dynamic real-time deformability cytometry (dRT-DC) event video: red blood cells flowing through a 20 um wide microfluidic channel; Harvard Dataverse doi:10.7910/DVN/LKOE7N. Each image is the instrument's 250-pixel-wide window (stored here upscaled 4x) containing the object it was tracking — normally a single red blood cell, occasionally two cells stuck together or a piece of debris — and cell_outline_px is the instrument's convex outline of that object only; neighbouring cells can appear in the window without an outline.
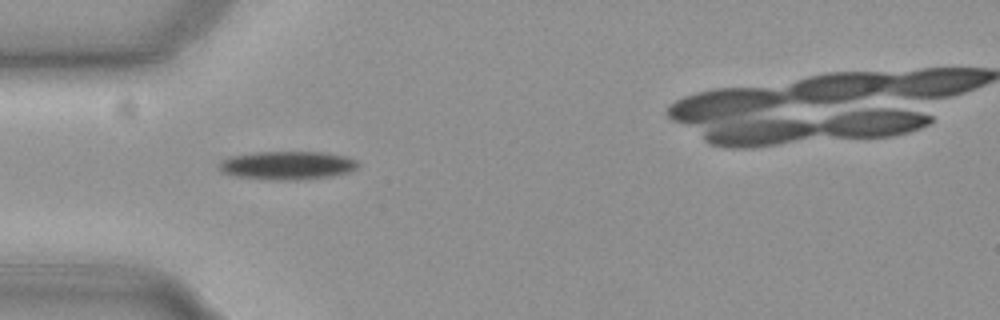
{"species": "common noctule bat (a hibernating species)", "species_latin": "Nyctalus noctula", "temperature_condition": "cold", "stored_images_in_passage": 35, "camera_frame_rate_fps": 3000, "um_per_image_px": 0.085, "animal": {"sex": "female", "body_mass_g": 19.3, "forearm_length_mm": 54.1}, "frame": {"image": 1, "passage_image": 1, "time_ms": 0.0, "image_size_px": [1000, 320], "cell_outline_px": [[360, 164], [356, 168], [348, 172], [332, 176], [296, 180], [276, 180], [236, 176], [220, 172], [220, 160], [232, 156], [256, 152], [324, 152], [344, 156], [356, 160]], "centroid_in_image_um": [24.42, 14.05], "position_along_channel_um": 60.6, "area_um2": 22.89}}
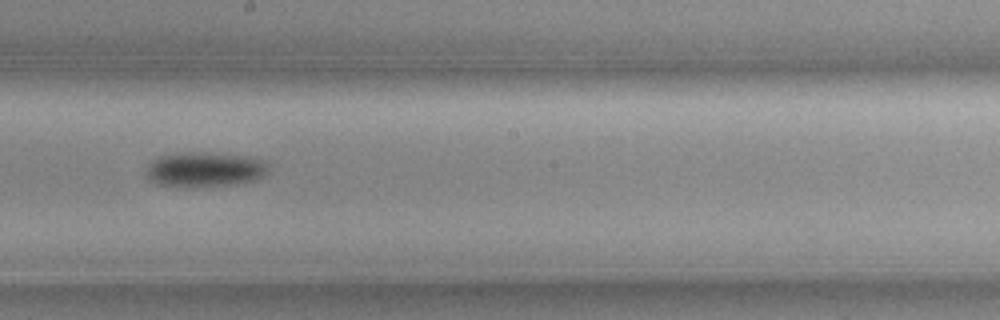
{"frame": {"image": 2, "passage_image": 15, "time_ms": 4.667, "image_size_px": [1000, 320], "cell_outline_px": [[264, 172], [256, 180], [232, 184], [188, 188], [156, 184], [148, 180], [144, 176], [144, 172], [148, 164], [152, 160], [160, 156], [200, 152], [252, 156], [260, 160], [264, 164]], "centroid_in_image_um": [17.27, 14.43], "position_along_channel_um": 230.9, "area_um2": 24.68}}
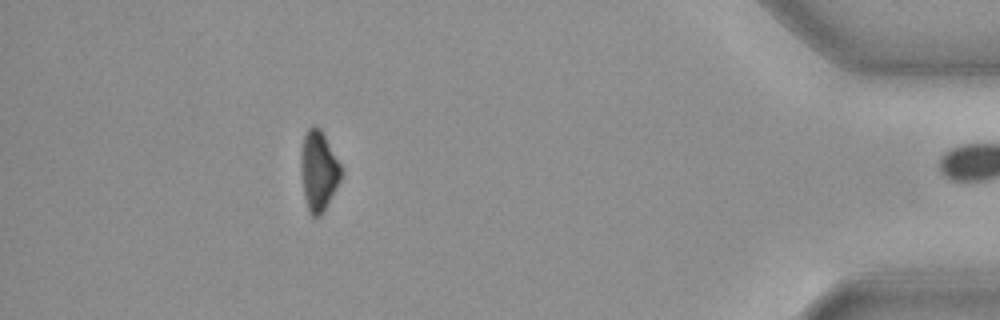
{"frame": {"image": 3, "passage_image": 34, "time_ms": 11.0, "image_size_px": [1000, 320], "cell_outline_px": [[340, 180], [336, 188], [320, 216], [312, 216], [308, 212], [304, 196], [300, 172], [300, 152], [304, 136], [308, 128], [312, 124], [316, 124], [320, 128], [340, 164]], "centroid_in_image_um": [27.03, 14.49], "position_along_channel_um": 408.2, "area_um2": 18.61}, "authors_computed_cell_mechanics": {"area_um2": 23.0622, "velocity_mm_per_s": 3.7154, "shape_relaxation_time_tau1_ms": 5.8018, "shape_relaxation_time_tau2_ms": null, "deformation_change_tau1": 0.1325, "deformation_change_tau2": null}}